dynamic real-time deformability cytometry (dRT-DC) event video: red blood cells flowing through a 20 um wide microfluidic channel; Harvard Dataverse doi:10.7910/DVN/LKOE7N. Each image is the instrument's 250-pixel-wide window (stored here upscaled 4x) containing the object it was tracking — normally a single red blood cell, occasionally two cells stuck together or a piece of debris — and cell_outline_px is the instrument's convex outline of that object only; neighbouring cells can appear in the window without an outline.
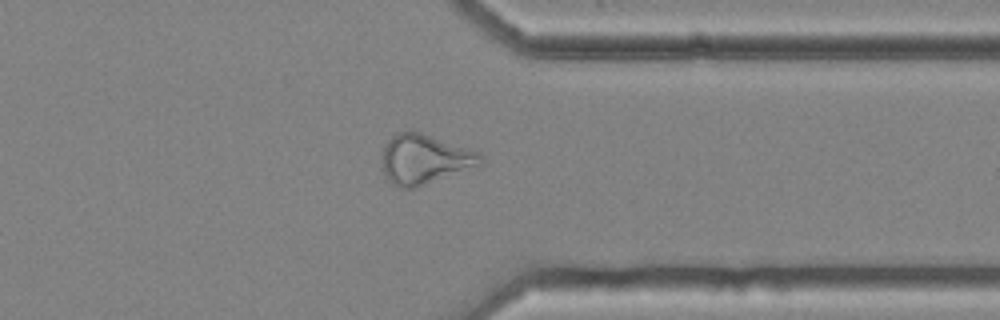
{"species": "common noctule bat (a hibernating species)", "species_latin": "Nyctalus noctula", "temperature_condition": "cold", "stored_images_in_passage": 31, "camera_frame_rate_fps": 3000, "um_per_image_px": 0.085, "animal": {"sex": "female", "body_mass_g": 25.1}, "frame": {"image": 1, "passage_image": 30, "time_ms": 9.667, "image_size_px": [1000, 320], "cell_outline_px": [[484, 164], [480, 168], [416, 188], [400, 188], [392, 184], [384, 176], [380, 156], [384, 144], [396, 132], [420, 132], [480, 152], [484, 156]], "centroid_in_image_um": [36.14, 13.58], "position_along_channel_um": 375.3, "area_um2": 29.59}, "authors_computed_cell_mechanics": {"area_um2": 24.3916, "velocity_mm_per_s": 3.6713, "shape_relaxation_time_tau1_ms": null, "shape_relaxation_time_tau2_ms": 3.7012, "deformation_change_tau1": null, "deformation_change_tau2": 0.1451}}